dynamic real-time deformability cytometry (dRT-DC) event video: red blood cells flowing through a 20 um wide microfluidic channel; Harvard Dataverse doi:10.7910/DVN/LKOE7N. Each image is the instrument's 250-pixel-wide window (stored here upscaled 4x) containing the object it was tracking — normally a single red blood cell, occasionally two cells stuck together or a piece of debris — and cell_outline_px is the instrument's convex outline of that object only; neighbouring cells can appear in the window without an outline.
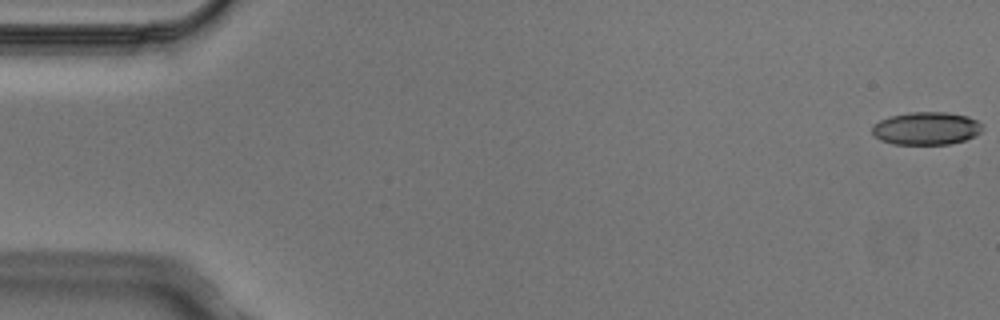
{"species": "Egyptian fruit bat (a non-hibernating species)", "species_latin": "Rousettus aegyptiacus", "temperature_condition": "cold", "stored_images_in_passage": 4, "camera_frame_rate_fps": 3000, "um_per_image_px": 0.085, "animal": {"sex": "male"}, "frame": {"image": 1, "passage_image": 1, "time_ms": 0.0, "image_size_px": [1000, 320], "cell_outline_px": [[984, 128], [976, 136], [964, 140], [948, 144], [892, 144], [880, 140], [872, 132], [872, 124], [888, 116], [912, 112], [948, 112], [968, 116], [976, 120]], "centroid_in_image_um": [78.73, 10.91], "position_along_channel_um": 6.3, "area_um2": 21.21}}